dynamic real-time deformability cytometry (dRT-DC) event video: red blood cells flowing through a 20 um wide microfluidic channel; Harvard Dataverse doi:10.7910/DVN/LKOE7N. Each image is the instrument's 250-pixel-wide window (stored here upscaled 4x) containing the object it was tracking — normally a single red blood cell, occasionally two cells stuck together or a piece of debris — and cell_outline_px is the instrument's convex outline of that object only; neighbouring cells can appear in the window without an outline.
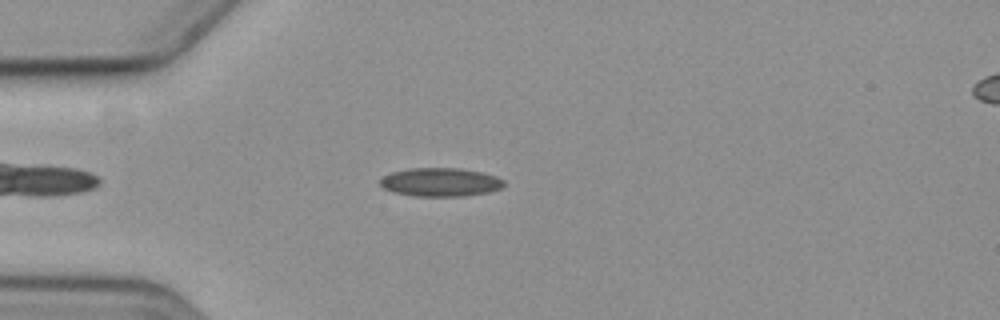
{"species": "common noctule bat (a hibernating species)", "species_latin": "Nyctalus noctula", "temperature_condition": "cold", "stored_images_in_passage": 8, "camera_frame_rate_fps": 3000, "um_per_image_px": 0.085, "animal": {"sex": "female", "body_mass_g": 19.3, "forearm_length_mm": 54.1}, "frame": {"image": 1, "passage_image": 4, "time_ms": 4.667, "image_size_px": [1000, 320], "cell_outline_px": [[504, 184], [500, 188], [488, 192], [460, 196], [416, 196], [392, 192], [384, 188], [380, 184], [380, 180], [384, 176], [392, 172], [408, 168], [460, 168], [484, 172], [496, 176], [504, 180]], "centroid_in_image_um": [37.43, 15.47], "position_along_channel_um": 47.6, "area_um2": 20.58}}
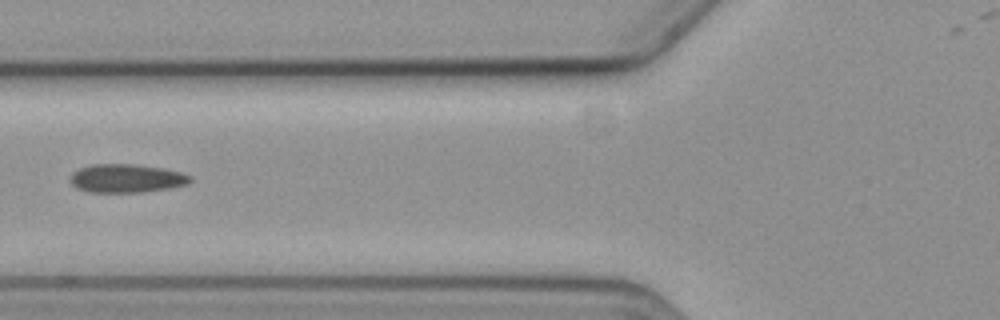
{"frame": {"image": 2, "passage_image": 6, "time_ms": 7.0, "image_size_px": [1000, 320], "cell_outline_px": [[192, 180], [188, 184], [168, 188], [140, 192], [88, 192], [76, 188], [72, 184], [72, 172], [80, 168], [92, 164], [136, 164], [164, 168], [180, 172], [192, 176]], "centroid_in_image_um": [10.77, 15.15], "position_along_channel_um": 115.0, "area_um2": 19.88}}
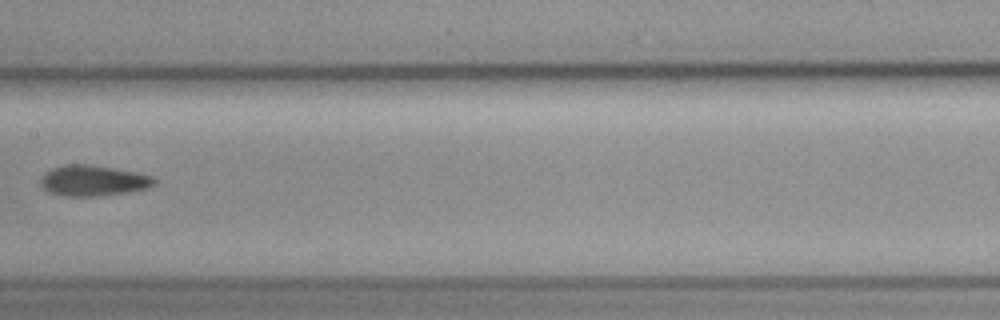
{"frame": {"image": 3, "passage_image": 8, "time_ms": 9.333, "image_size_px": [1000, 320], "cell_outline_px": [[156, 184], [148, 188], [124, 192], [96, 196], [64, 196], [52, 192], [44, 188], [40, 184], [40, 180], [52, 168], [64, 164], [88, 164], [136, 172], [152, 176], [156, 180]], "centroid_in_image_um": [7.94, 15.34], "position_along_channel_um": 199.5, "area_um2": 20.0}}